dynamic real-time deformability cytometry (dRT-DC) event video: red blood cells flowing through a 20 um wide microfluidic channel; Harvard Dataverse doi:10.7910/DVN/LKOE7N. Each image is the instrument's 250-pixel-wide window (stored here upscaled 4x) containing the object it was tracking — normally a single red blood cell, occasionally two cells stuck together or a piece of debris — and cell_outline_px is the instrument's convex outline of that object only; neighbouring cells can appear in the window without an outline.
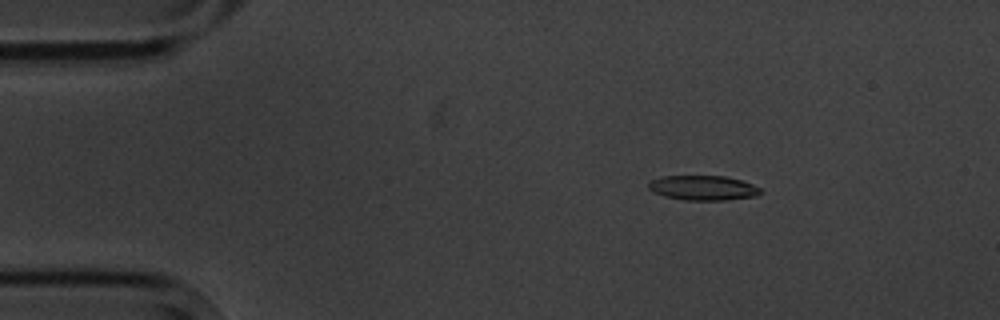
{"species": "common noctule bat (a hibernating species)", "species_latin": "Nyctalus noctula", "temperature_condition": "cold", "stored_images_in_passage": 4, "camera_frame_rate_fps": 3000, "um_per_image_px": 0.085, "animal": {"sex": "male", "body_mass_g": 20.1, "forearm_length_mm": 53.5}, "frame": {"image": 1, "passage_image": 3, "time_ms": 2.333, "image_size_px": [1000, 320], "cell_outline_px": [[760, 192], [756, 196], [728, 200], [684, 200], [664, 196], [652, 192], [648, 188], [648, 184], [652, 180], [664, 176], [724, 176], [740, 180], [752, 184], [760, 188]], "centroid_in_image_um": [59.74, 15.97], "position_along_channel_um": 25.3, "area_um2": 16.07}}